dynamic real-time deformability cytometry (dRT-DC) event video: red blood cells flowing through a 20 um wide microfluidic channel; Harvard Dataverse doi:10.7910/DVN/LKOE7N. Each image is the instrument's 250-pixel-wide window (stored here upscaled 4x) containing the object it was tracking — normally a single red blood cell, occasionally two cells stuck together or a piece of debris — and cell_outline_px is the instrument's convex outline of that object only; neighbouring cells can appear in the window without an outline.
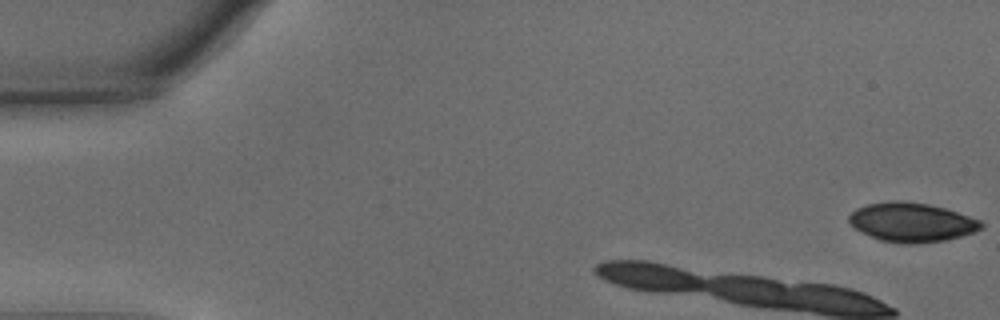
{"species": "common noctule bat (a hibernating species)", "species_latin": "Nyctalus noctula", "temperature_condition": "warm", "stored_images_in_passage": 10, "camera_frame_rate_fps": 3000, "um_per_image_px": 0.085, "animal": {"sex": "male", "body_mass_g": 15.6}, "frame": {"image": 1, "passage_image": 1, "time_ms": 0.0, "image_size_px": [1000, 320], "cell_outline_px": [[984, 228], [960, 236], [944, 240], [920, 244], [900, 244], [880, 240], [860, 232], [848, 220], [848, 216], [856, 208], [868, 204], [892, 200], [904, 200], [928, 204], [944, 208], [980, 220], [984, 224]], "centroid_in_image_um": [77.47, 18.9], "position_along_channel_um": 7.5, "area_um2": 30.23}}